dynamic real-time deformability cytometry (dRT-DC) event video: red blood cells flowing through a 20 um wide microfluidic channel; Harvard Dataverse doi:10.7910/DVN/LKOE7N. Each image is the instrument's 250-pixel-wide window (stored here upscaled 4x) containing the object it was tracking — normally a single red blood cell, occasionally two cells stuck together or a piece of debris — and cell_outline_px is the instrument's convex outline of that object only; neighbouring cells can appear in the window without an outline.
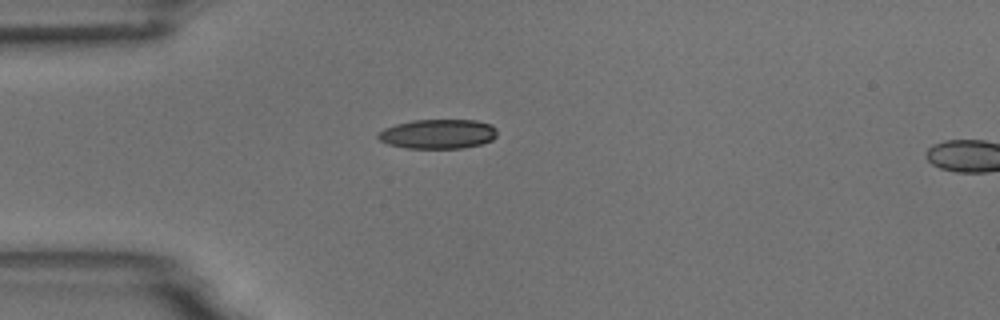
{"species": "common noctule bat (a hibernating species)", "species_latin": "Nyctalus noctula", "temperature_condition": "room temperature", "stored_images_in_passage": 41, "camera_frame_rate_fps": 3000, "um_per_image_px": 0.085, "animal": {"sex": "male", "body_mass_g": 18.8}, "frame": {"image": 1, "passage_image": 1, "time_ms": 0.0, "image_size_px": [1000, 320], "cell_outline_px": [[496, 136], [492, 140], [480, 144], [464, 148], [408, 148], [388, 144], [380, 140], [376, 136], [376, 132], [384, 128], [396, 124], [412, 120], [476, 120], [492, 124], [496, 128]], "centroid_in_image_um": [37.22, 11.38], "position_along_channel_um": 47.8, "area_um2": 20.58}}
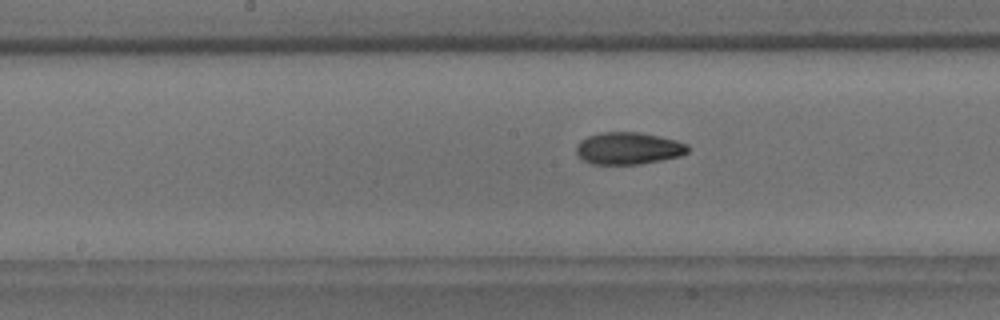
{"frame": {"image": 2, "passage_image": 14, "time_ms": 4.333, "image_size_px": [1000, 320], "cell_outline_px": [[688, 152], [680, 156], [640, 164], [592, 164], [584, 160], [576, 152], [576, 144], [580, 140], [588, 136], [600, 132], [640, 132], [660, 136], [676, 140], [688, 144]], "centroid_in_image_um": [53.41, 12.6], "position_along_channel_um": 194.8, "area_um2": 20.92}}
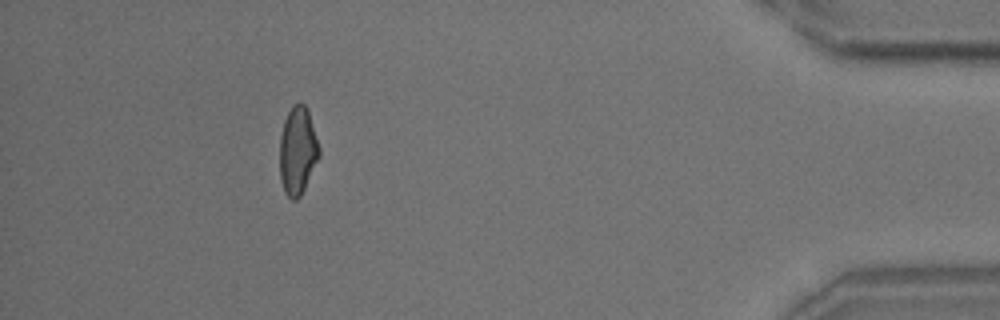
{"frame": {"image": 3, "passage_image": 36, "time_ms": 11.667, "image_size_px": [1000, 320], "cell_outline_px": [[320, 156], [300, 196], [296, 200], [292, 200], [284, 192], [280, 180], [280, 136], [284, 120], [292, 104], [300, 100], [308, 108], [320, 148]], "centroid_in_image_um": [25.3, 12.77], "position_along_channel_um": 409.9, "area_um2": 20.46}, "authors_computed_cell_mechanics": {"area_um2": 20.519, "velocity_mm_per_s": 3.6957, "shape_relaxation_time_tau1_ms": 6.8971, "shape_relaxation_time_tau2_ms": 3.6845, "deformation_change_tau1": 0.1668, "deformation_change_tau2": 0.0922}}